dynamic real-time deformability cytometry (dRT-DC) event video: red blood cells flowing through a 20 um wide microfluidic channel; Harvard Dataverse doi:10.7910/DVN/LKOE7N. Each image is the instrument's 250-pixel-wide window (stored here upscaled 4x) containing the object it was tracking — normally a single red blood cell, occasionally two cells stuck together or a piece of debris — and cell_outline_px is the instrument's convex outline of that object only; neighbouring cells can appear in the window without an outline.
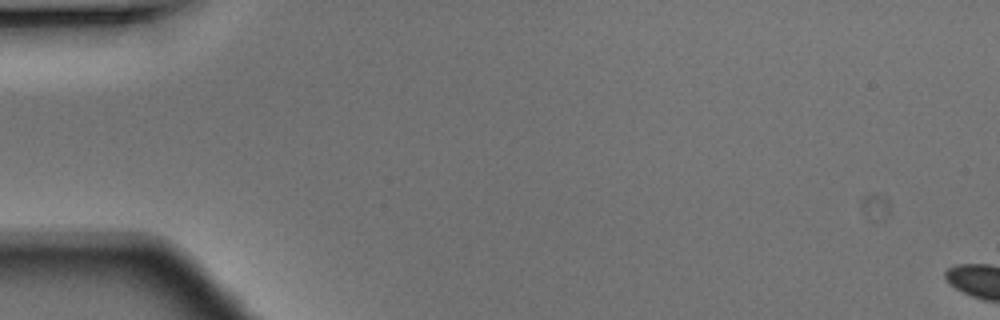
{"species": "Egyptian fruit bat (a non-hibernating species)", "species_latin": "Rousettus aegyptiacus", "temperature_condition": "warm", "stored_images_in_passage": 3, "camera_frame_rate_fps": 3000, "um_per_image_px": 0.085, "animal": {"sex": "male"}, "frame": {"image": 1, "passage_image": 1, "time_ms": 0.0, "image_size_px": [1000, 320], "cell_outline_px": [[300, 276], [252, 276], [232, 240], [240, 228], [252, 228], [276, 232], [296, 264]], "centroid_in_image_um": [22.49, 21.53], "position_along_channel_um": 62.5, "area_um2": 16.18}}